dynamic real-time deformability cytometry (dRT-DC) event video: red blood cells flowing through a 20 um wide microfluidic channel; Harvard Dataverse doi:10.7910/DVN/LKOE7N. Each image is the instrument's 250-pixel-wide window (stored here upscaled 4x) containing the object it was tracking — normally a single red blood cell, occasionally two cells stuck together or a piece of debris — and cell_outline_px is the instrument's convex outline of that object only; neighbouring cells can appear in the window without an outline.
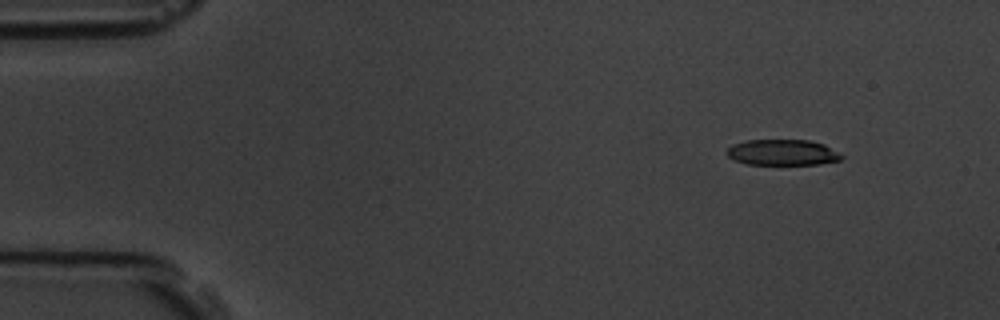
{"species": "common noctule bat (a hibernating species)", "species_latin": "Nyctalus noctula", "temperature_condition": "room temperature", "stored_images_in_passage": 4, "camera_frame_rate_fps": 3000, "um_per_image_px": 0.085, "animal": {"sex": "male", "body_mass_g": 19.5, "forearm_length_mm": 54.6}, "frame": {"image": 1, "passage_image": 1, "time_ms": 0.0, "image_size_px": [1000, 320], "cell_outline_px": [[844, 156], [840, 160], [820, 164], [748, 164], [732, 160], [724, 152], [732, 144], [744, 140], [808, 140], [824, 144]], "centroid_in_image_um": [66.46, 12.95], "position_along_channel_um": 18.5, "area_um2": 17.34}}
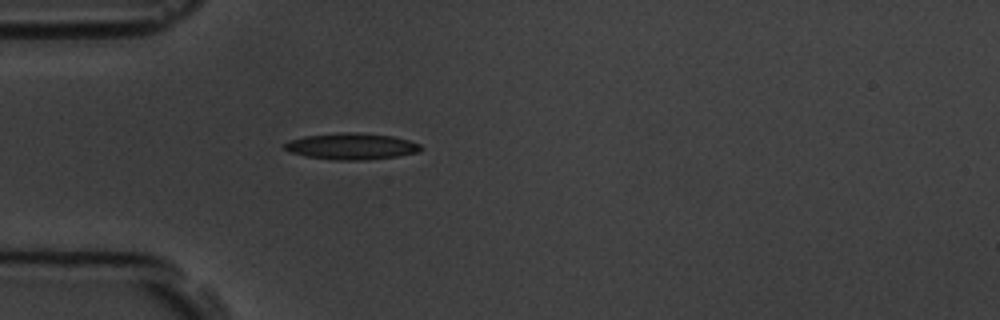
{"frame": {"image": 2, "passage_image": 4, "time_ms": 3.333, "image_size_px": [1000, 320], "cell_outline_px": [[424, 148], [420, 152], [396, 156], [360, 160], [336, 160], [304, 156], [288, 152], [284, 148], [284, 144], [288, 140], [304, 136], [340, 132], [360, 132], [392, 136], [408, 140], [420, 144]], "centroid_in_image_um": [29.85, 12.43], "position_along_channel_um": 55.1, "area_um2": 21.1}}